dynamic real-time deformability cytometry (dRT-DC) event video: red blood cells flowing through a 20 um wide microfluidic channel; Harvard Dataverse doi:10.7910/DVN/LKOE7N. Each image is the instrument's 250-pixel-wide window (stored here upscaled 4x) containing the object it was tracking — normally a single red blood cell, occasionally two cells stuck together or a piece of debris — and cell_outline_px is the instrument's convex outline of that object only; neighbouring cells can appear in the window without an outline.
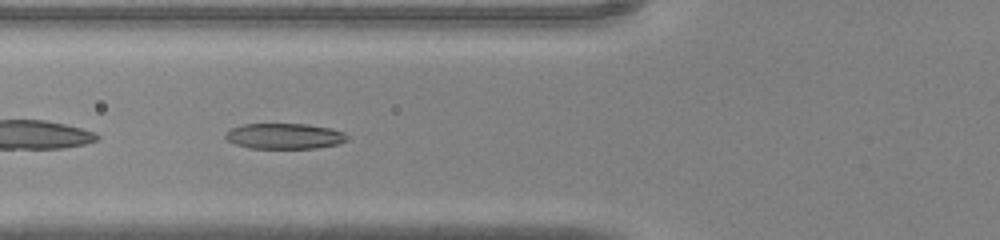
{"species": "common noctule bat (a hibernating species)", "species_latin": "Nyctalus noctula", "temperature_condition": "warm", "stored_images_in_passage": 30, "camera_frame_rate_fps": 3000, "um_per_image_px": 0.085, "animal": {"sex": "male", "body_mass_g": 20.0, "forearm_length_mm": 53.3}, "frame": {"image": 1, "passage_image": 3, "time_ms": 0.667, "image_size_px": [1000, 240], "cell_outline_px": [[348, 140], [336, 144], [316, 148], [248, 148], [236, 144], [228, 140], [224, 136], [224, 132], [232, 128], [244, 124], [308, 124], [332, 128], [344, 132], [348, 136]], "centroid_in_image_um": [24.18, 11.56], "position_along_channel_um": 101.6, "area_um2": 18.21}}
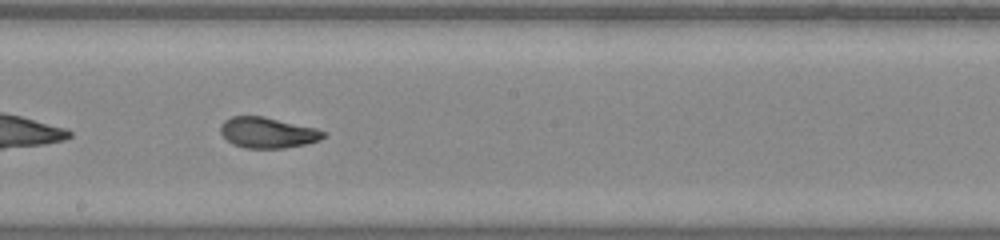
{"frame": {"image": 2, "passage_image": 11, "time_ms": 3.333, "image_size_px": [1000, 240], "cell_outline_px": [[328, 132], [320, 140], [304, 144], [284, 148], [244, 148], [232, 144], [220, 132], [220, 124], [224, 120], [232, 116], [264, 116], [316, 128]], "centroid_in_image_um": [22.74, 11.27], "position_along_channel_um": 225.5, "area_um2": 18.5}}
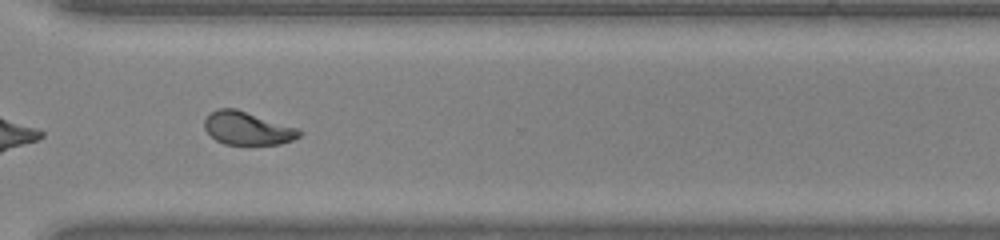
{"frame": {"image": 3, "passage_image": 19, "time_ms": 6.0, "image_size_px": [1000, 240], "cell_outline_px": [[304, 132], [300, 136], [292, 140], [280, 144], [224, 144], [216, 140], [204, 128], [204, 120], [216, 108], [236, 108], [300, 128]], "centroid_in_image_um": [21.07, 10.89], "position_along_channel_um": 349.5, "area_um2": 18.44}}